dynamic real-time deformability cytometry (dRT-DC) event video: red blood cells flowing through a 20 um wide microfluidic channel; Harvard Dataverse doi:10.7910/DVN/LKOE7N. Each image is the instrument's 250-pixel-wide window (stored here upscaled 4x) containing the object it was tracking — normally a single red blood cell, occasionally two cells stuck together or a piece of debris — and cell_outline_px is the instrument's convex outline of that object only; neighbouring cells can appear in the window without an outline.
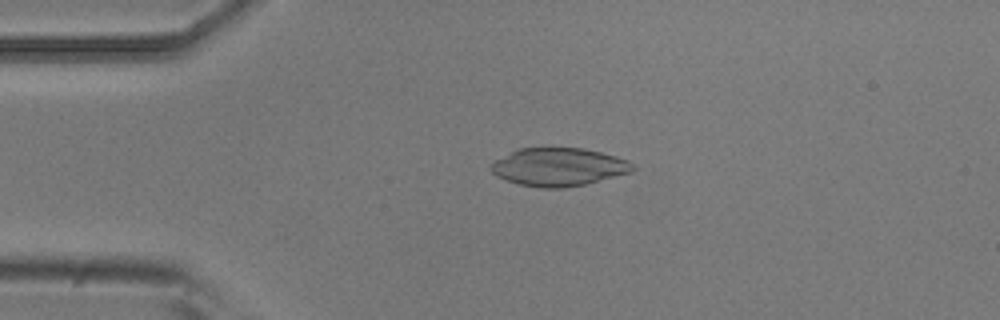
{"species": "common noctule bat (a hibernating species)", "species_latin": "Nyctalus noctula", "temperature_condition": "room temperature", "stored_images_in_passage": 6, "camera_frame_rate_fps": 3000, "um_per_image_px": 0.085, "animal": {"sex": "male", "body_mass_g": 20.5, "forearm_length_mm": 52.5}, "frame": {"image": 1, "passage_image": 4, "time_ms": 1.0, "image_size_px": [1000, 320], "cell_outline_px": [[636, 168], [632, 172], [584, 184], [564, 188], [544, 188], [520, 184], [496, 176], [488, 168], [496, 160], [520, 148], [584, 148], [616, 156], [628, 160]], "centroid_in_image_um": [47.51, 14.19], "position_along_channel_um": 37.5, "area_um2": 31.15}}
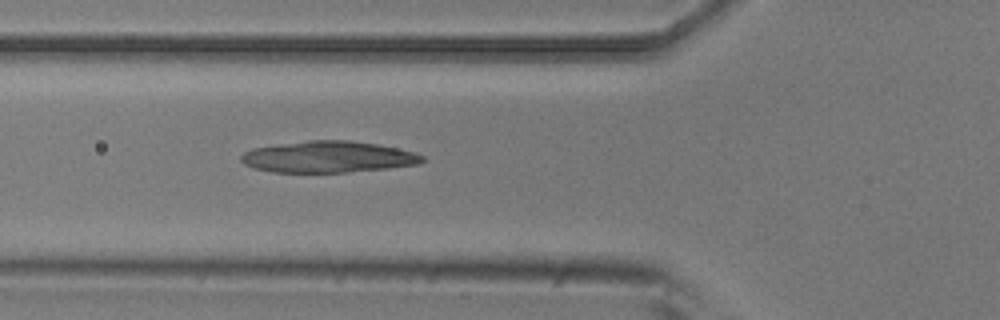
{"frame": {"image": 2, "passage_image": 6, "time_ms": 1.667, "image_size_px": [1000, 320], "cell_outline_px": [[424, 160], [420, 164], [388, 168], [348, 172], [272, 172], [256, 168], [244, 164], [240, 160], [240, 156], [244, 152], [252, 148], [308, 140], [348, 140], [376, 144], [416, 152], [424, 156]], "centroid_in_image_um": [27.9, 13.33], "position_along_channel_um": 97.9, "area_um2": 33.12}}